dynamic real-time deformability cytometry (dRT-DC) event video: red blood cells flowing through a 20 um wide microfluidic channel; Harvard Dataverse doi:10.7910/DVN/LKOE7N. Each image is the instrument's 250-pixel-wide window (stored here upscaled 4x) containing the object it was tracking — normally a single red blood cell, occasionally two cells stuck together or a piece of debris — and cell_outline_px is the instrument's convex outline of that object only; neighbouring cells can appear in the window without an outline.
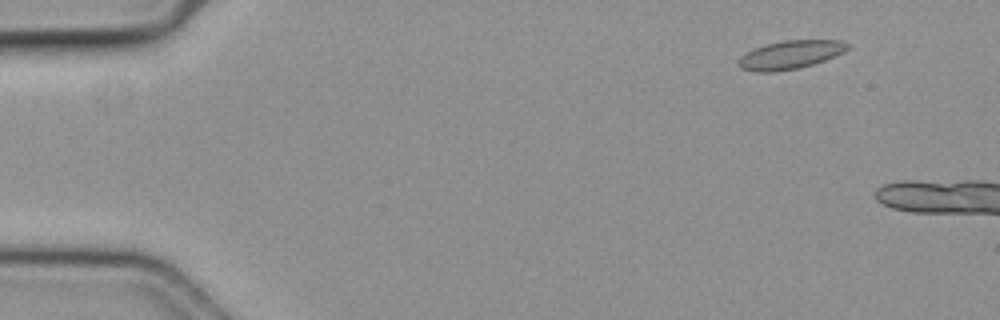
{"species": "common noctule bat (a hibernating species)", "species_latin": "Nyctalus noctula", "temperature_condition": "cold", "stored_images_in_passage": 10, "camera_frame_rate_fps": 3000, "um_per_image_px": 0.085, "animal": {"sex": "female", "body_mass_g": 19.3, "forearm_length_mm": 54.1}, "frame": {"image": 1, "passage_image": 6, "time_ms": 1.667, "image_size_px": [1000, 320], "cell_outline_px": [[848, 48], [824, 60], [800, 68], [776, 72], [756, 72], [740, 68], [740, 56], [764, 44], [784, 40], [840, 40], [848, 44]], "centroid_in_image_um": [67.14, 4.66], "position_along_channel_um": 17.9, "area_um2": 17.74}}